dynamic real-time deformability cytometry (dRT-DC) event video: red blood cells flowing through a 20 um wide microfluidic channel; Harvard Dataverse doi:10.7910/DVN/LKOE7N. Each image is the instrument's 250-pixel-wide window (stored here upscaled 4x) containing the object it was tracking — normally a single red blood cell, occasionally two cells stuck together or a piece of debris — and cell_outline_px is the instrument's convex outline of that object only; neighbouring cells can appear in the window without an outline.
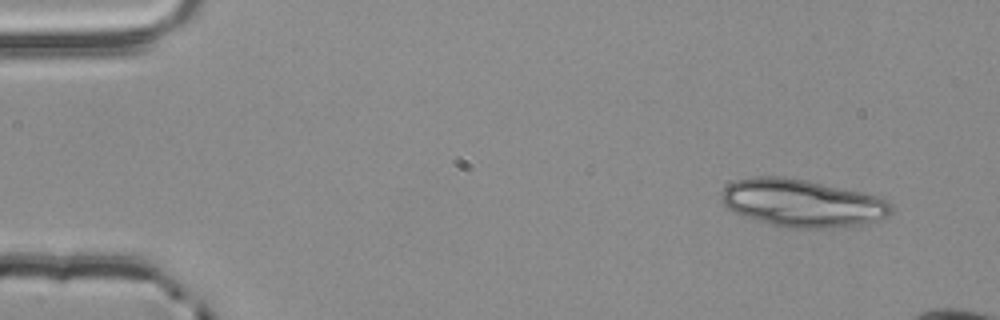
{"species": "common noctule bat (a hibernating species)", "species_latin": "Nyctalus noctula", "temperature_condition": "room temperature", "stored_images_in_passage": 3, "camera_frame_rate_fps": 3000, "um_per_image_px": 0.085, "animal": {"sex": "male", "body_mass_g": 20.4}, "frame": {"image": 1, "passage_image": 1, "time_ms": 0.0, "image_size_px": [1000, 320], "cell_outline_px": [[892, 212], [888, 216], [864, 224], [828, 228], [788, 228], [768, 224], [740, 216], [728, 208], [720, 200], [720, 192], [728, 184], [736, 180], [752, 176], [780, 176], [808, 180], [880, 196], [888, 200], [892, 204]], "centroid_in_image_um": [68.16, 17.26], "position_along_channel_um": 16.8, "area_um2": 47.69}}